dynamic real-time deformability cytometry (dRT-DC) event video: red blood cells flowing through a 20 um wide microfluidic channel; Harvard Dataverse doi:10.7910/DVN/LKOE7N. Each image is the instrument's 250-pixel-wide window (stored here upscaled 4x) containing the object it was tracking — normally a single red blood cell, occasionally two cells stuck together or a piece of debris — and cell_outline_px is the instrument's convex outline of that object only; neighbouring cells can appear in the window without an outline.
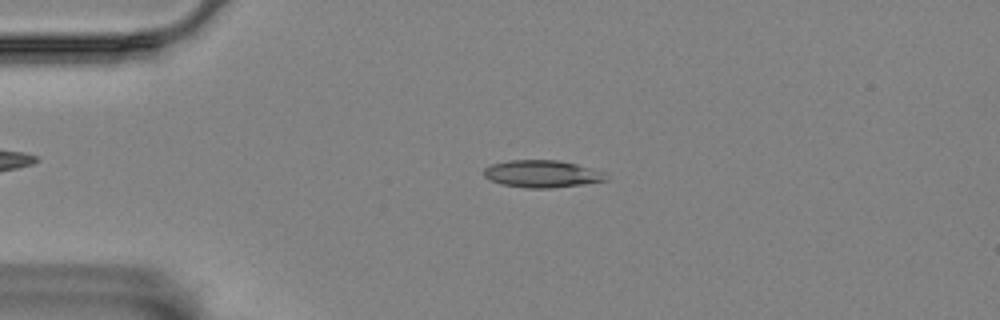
{"species": "Egyptian fruit bat (a non-hibernating species)", "species_latin": "Rousettus aegyptiacus", "temperature_condition": "room temperature", "stored_images_in_passage": 46, "camera_frame_rate_fps": 3000, "um_per_image_px": 0.085, "animal": {"sex": "female"}, "frame": {"image": 1, "passage_image": 2, "time_ms": 0.333, "image_size_px": [1000, 320], "cell_outline_px": [[608, 180], [584, 184], [552, 188], [528, 188], [500, 184], [488, 180], [484, 176], [484, 168], [492, 164], [508, 160], [556, 160], [576, 164], [604, 172]], "centroid_in_image_um": [46.04, 14.78], "position_along_channel_um": 39.0, "area_um2": 19.42}}
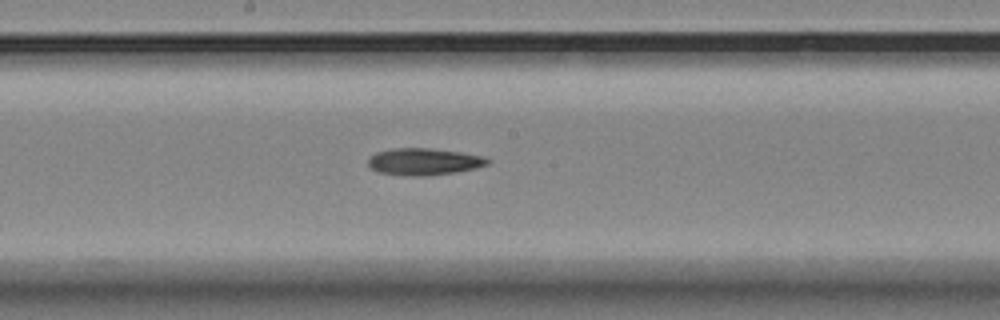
{"frame": {"image": 2, "passage_image": 19, "time_ms": 6.0, "image_size_px": [1000, 320], "cell_outline_px": [[492, 160], [488, 164], [476, 168], [456, 172], [428, 176], [404, 176], [376, 172], [368, 164], [368, 160], [376, 152], [392, 148], [428, 148], [460, 152], [484, 156]], "centroid_in_image_um": [36.04, 13.75], "position_along_channel_um": 212.2, "area_um2": 18.9}}
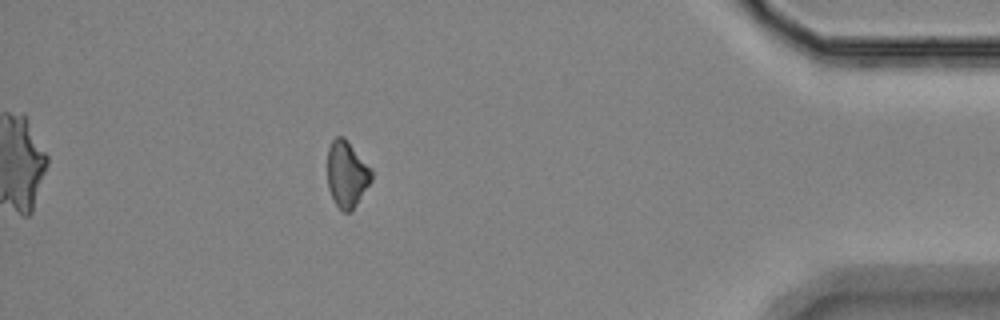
{"frame": {"image": 3, "passage_image": 39, "time_ms": 12.667, "image_size_px": [1000, 320], "cell_outline_px": [[372, 180], [352, 212], [344, 212], [336, 204], [328, 188], [328, 148], [332, 140], [336, 136], [344, 136], [372, 168]], "centroid_in_image_um": [29.5, 14.79], "position_along_channel_um": 405.7, "area_um2": 17.17}, "authors_computed_cell_mechanics": {"area_um2": 18.2359, "velocity_mm_per_s": 3.5703, "shape_relaxation_time_tau1_ms": 8.1854, "shape_relaxation_time_tau2_ms": null, "deformation_change_tau1": 0.1344, "deformation_change_tau2": null}}